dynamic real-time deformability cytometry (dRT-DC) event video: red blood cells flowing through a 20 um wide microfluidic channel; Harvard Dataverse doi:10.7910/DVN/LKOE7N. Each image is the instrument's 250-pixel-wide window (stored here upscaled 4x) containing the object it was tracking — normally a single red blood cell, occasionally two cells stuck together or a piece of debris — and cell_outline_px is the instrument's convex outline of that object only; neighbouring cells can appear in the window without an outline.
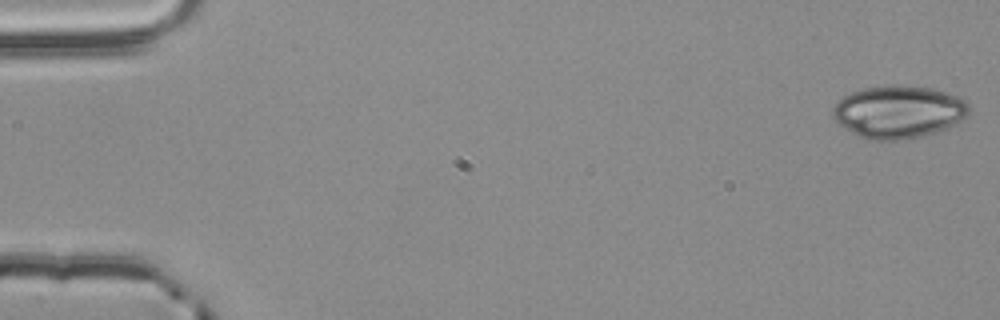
{"species": "common noctule bat (a hibernating species)", "species_latin": "Nyctalus noctula", "temperature_condition": "room temperature", "stored_images_in_passage": 16, "camera_frame_rate_fps": 3000, "um_per_image_px": 0.085, "animal": {"sex": "male", "body_mass_g": 20.4}, "frame": {"image": 1, "passage_image": 1, "time_ms": 0.0, "image_size_px": [1000, 320], "cell_outline_px": [[968, 112], [960, 120], [944, 128], [920, 136], [896, 140], [868, 140], [852, 132], [840, 124], [832, 116], [832, 108], [844, 96], [852, 92], [864, 88], [892, 84], [900, 84], [936, 88], [956, 96], [964, 100], [968, 104]], "centroid_in_image_um": [76.34, 9.48], "position_along_channel_um": 8.7, "area_um2": 41.33}}